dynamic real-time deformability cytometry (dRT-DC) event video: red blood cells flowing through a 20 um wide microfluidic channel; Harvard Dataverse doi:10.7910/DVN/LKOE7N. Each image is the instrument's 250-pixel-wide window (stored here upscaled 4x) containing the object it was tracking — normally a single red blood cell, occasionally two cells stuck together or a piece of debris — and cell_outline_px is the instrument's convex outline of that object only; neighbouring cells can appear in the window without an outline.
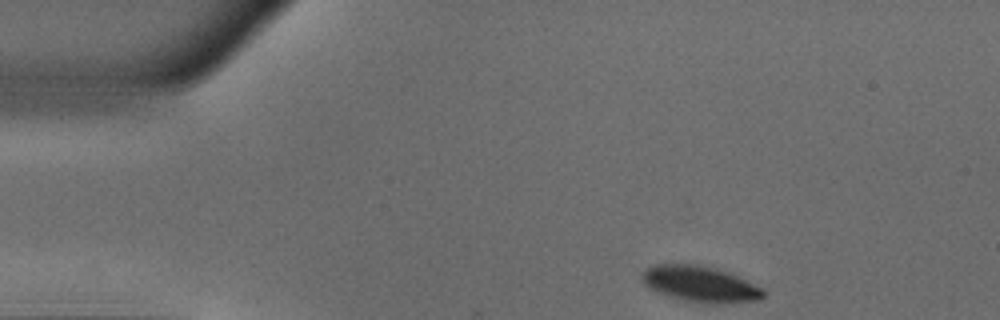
{"species": "common noctule bat (a hibernating species)", "species_latin": "Nyctalus noctula", "temperature_condition": "warm", "stored_images_in_passage": 44, "camera_frame_rate_fps": 3000, "um_per_image_px": 0.085, "animal": {"sex": "male", "body_mass_g": 18.8}, "frame": {"image": 1, "passage_image": 1, "time_ms": 0.0, "image_size_px": [1000, 320], "cell_outline_px": [[768, 292], [764, 296], [756, 300], [724, 304], [708, 304], [676, 300], [656, 292], [648, 288], [640, 280], [640, 276], [648, 268], [656, 264], [696, 264], [716, 268], [736, 276], [764, 288]], "centroid_in_image_um": [59.49, 24.17], "position_along_channel_um": 25.5, "area_um2": 25.89}}
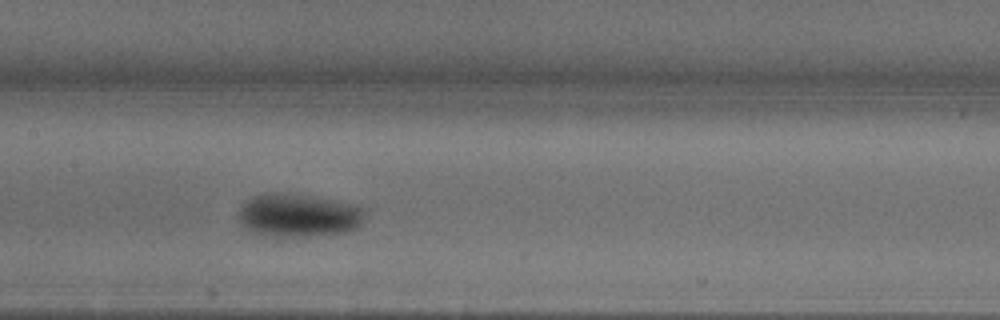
{"frame": {"image": 2, "passage_image": 18, "time_ms": 5.667, "image_size_px": [1000, 320], "cell_outline_px": [[368, 208], [360, 224], [356, 228], [344, 232], [276, 240], [260, 236], [252, 232], [240, 224], [240, 208], [252, 196], [264, 192], [308, 196], [364, 204]], "centroid_in_image_um": [25.4, 18.34], "position_along_channel_um": 182.0, "area_um2": 32.83}}
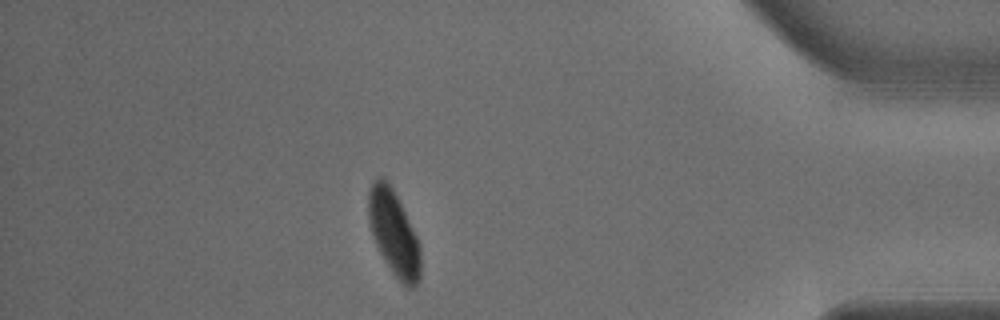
{"frame": {"image": 3, "passage_image": 38, "time_ms": 12.333, "image_size_px": [1000, 320], "cell_outline_px": [[420, 280], [412, 288], [408, 288], [392, 272], [384, 260], [372, 236], [368, 220], [368, 192], [372, 184], [380, 176], [384, 176], [392, 188], [420, 244]], "centroid_in_image_um": [33.46, 19.82], "position_along_channel_um": 401.7, "area_um2": 25.43}, "authors_computed_cell_mechanics": {"area_um2": 29.5069, "velocity_mm_per_s": 3.915, "shape_relaxation_time_tau1_ms": 6.6036, "shape_relaxation_time_tau2_ms": null, "deformation_change_tau1": 0.2121, "deformation_change_tau2": null}}